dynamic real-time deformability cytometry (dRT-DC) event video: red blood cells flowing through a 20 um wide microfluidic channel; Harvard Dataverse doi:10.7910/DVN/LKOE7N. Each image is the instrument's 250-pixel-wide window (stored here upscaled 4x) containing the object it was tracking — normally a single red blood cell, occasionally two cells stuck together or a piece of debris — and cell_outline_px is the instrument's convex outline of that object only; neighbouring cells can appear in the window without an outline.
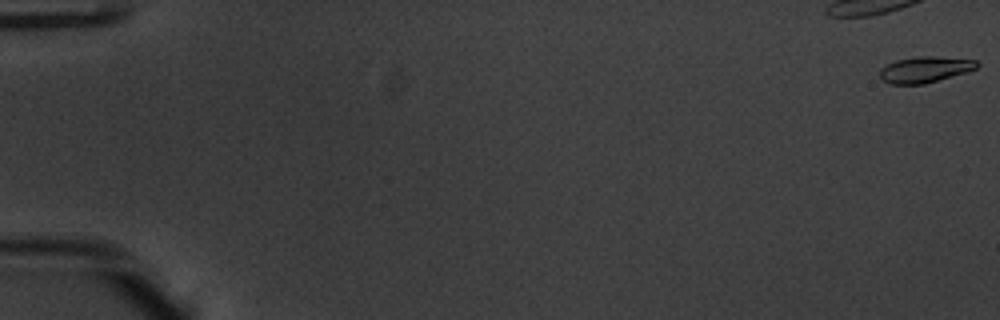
{"species": "common noctule bat (a hibernating species)", "species_latin": "Nyctalus noctula", "temperature_condition": "warm", "stored_images_in_passage": 15, "camera_frame_rate_fps": 3000, "um_per_image_px": 0.085, "animal": {"sex": "male", "body_mass_g": 20.1, "forearm_length_mm": 53.5}, "frame": {"image": 1, "passage_image": 1, "time_ms": 0.0, "image_size_px": [1000, 320], "cell_outline_px": [[980, 64], [976, 68], [968, 72], [924, 84], [892, 84], [884, 80], [880, 76], [880, 68], [896, 60], [916, 56], [936, 56], [976, 60]], "centroid_in_image_um": [78.65, 5.9], "position_along_channel_um": 6.4, "area_um2": 14.74}}